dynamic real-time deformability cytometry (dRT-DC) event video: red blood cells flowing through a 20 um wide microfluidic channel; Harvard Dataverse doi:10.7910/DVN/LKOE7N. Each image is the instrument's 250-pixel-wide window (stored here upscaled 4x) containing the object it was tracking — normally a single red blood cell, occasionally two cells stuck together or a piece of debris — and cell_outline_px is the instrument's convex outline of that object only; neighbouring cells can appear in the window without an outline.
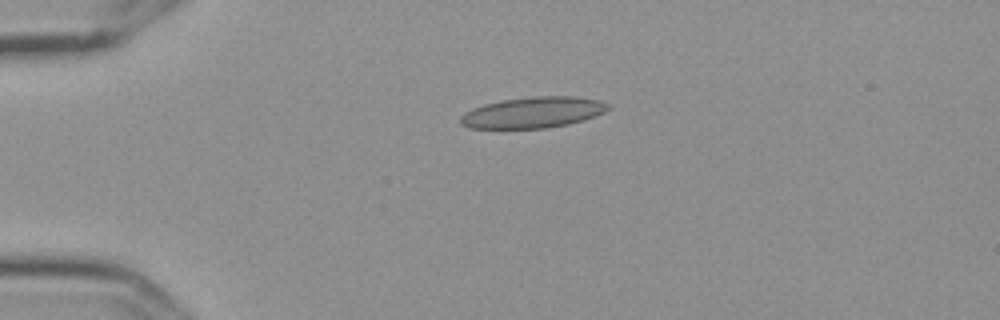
{"species": "Egyptian fruit bat (a non-hibernating species)", "species_latin": "Rousettus aegyptiacus", "temperature_condition": "cold", "stored_images_in_passage": 2, "camera_frame_rate_fps": 3000, "um_per_image_px": 0.085, "frame": {"image": 1, "passage_image": 1, "time_ms": 0.0, "image_size_px": [1000, 320], "cell_outline_px": [[612, 108], [604, 112], [568, 124], [548, 128], [468, 128], [460, 124], [460, 116], [464, 112], [472, 108], [484, 104], [500, 100], [532, 96], [576, 96], [600, 100], [608, 104]], "centroid_in_image_um": [45.27, 9.55], "position_along_channel_um": 39.7, "area_um2": 26.76}}